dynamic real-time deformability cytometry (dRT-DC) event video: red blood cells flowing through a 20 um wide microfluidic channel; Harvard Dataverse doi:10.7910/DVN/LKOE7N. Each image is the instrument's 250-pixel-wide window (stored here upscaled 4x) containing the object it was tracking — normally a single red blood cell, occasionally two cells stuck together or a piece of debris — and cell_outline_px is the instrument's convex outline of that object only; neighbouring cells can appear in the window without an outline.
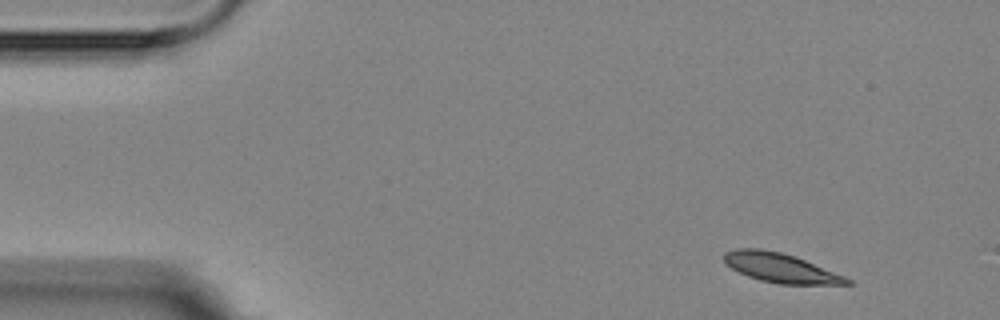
{"species": "Egyptian fruit bat (a non-hibernating species)", "species_latin": "Rousettus aegyptiacus", "temperature_condition": "room temperature", "stored_images_in_passage": 4, "camera_frame_rate_fps": 3000, "um_per_image_px": 0.085, "animal": {"sex": "female"}, "frame": {"image": 1, "passage_image": 1, "time_ms": 0.0, "image_size_px": [1000, 320], "cell_outline_px": [[856, 284], [780, 284], [760, 280], [748, 276], [724, 264], [724, 252], [736, 248], [760, 248], [780, 252], [796, 256], [844, 276], [852, 280]], "centroid_in_image_um": [66.33, 22.76], "position_along_channel_um": 18.7, "area_um2": 20.98}}
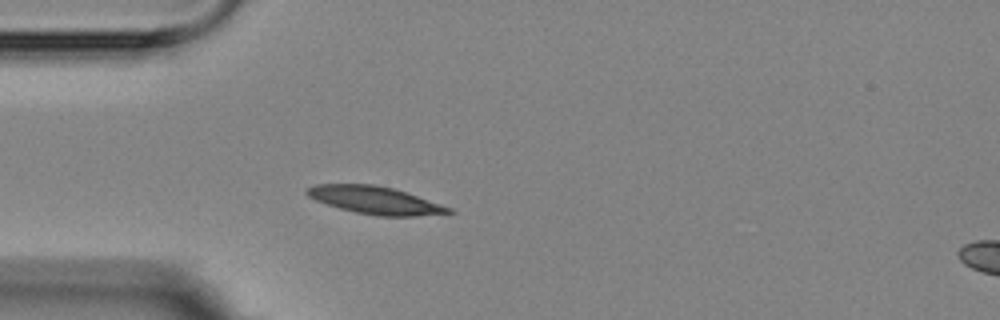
{"frame": {"image": 2, "passage_image": 4, "time_ms": 3.333, "image_size_px": [1000, 320], "cell_outline_px": [[456, 212], [416, 216], [376, 216], [356, 212], [340, 208], [316, 200], [308, 196], [304, 192], [308, 188], [316, 184], [372, 184], [392, 188], [452, 208]], "centroid_in_image_um": [31.87, 17.02], "position_along_channel_um": 53.1, "area_um2": 22.43}}